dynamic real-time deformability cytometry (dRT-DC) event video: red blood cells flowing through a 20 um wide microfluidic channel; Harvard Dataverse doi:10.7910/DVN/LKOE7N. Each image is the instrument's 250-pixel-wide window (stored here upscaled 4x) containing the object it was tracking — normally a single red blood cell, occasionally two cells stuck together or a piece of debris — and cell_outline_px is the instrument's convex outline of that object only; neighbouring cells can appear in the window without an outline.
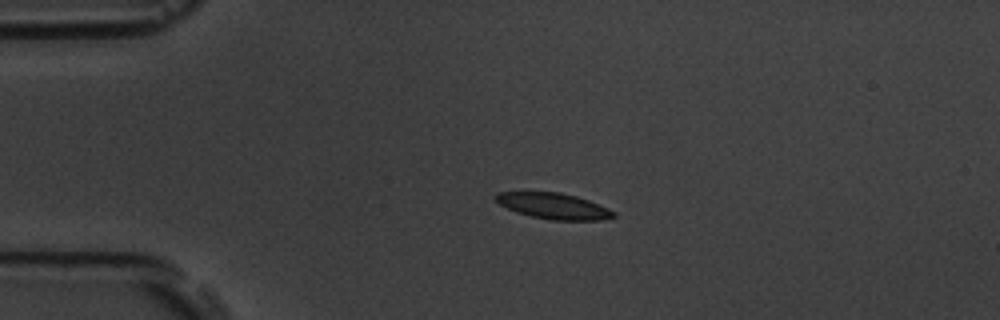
{"species": "common noctule bat (a hibernating species)", "species_latin": "Nyctalus noctula", "temperature_condition": "room temperature", "stored_images_in_passage": 45, "camera_frame_rate_fps": 3000, "um_per_image_px": 0.085, "animal": {"sex": "male", "body_mass_g": 19.5, "forearm_length_mm": 54.6}, "frame": {"image": 1, "passage_image": 1, "time_ms": 0.0, "image_size_px": [1000, 320], "cell_outline_px": [[616, 216], [600, 220], [552, 220], [532, 216], [516, 212], [500, 204], [492, 196], [496, 192], [560, 192], [576, 196], [588, 200], [608, 208], [616, 212]], "centroid_in_image_um": [47.05, 17.5], "position_along_channel_um": 38.0, "area_um2": 17.74}}
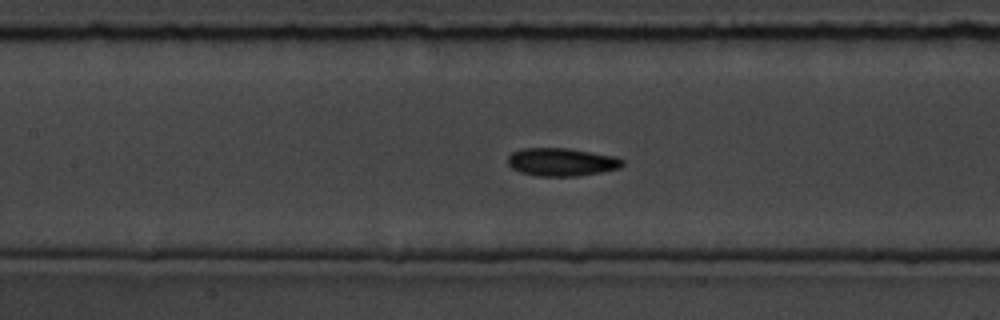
{"frame": {"image": 2, "passage_image": 14, "time_ms": 4.333, "image_size_px": [1000, 320], "cell_outline_px": [[624, 164], [620, 168], [600, 172], [576, 176], [536, 176], [520, 172], [512, 168], [508, 164], [508, 156], [512, 152], [520, 148], [568, 148], [616, 156], [624, 160]], "centroid_in_image_um": [47.73, 13.76], "position_along_channel_um": 159.7, "area_um2": 18.84}}
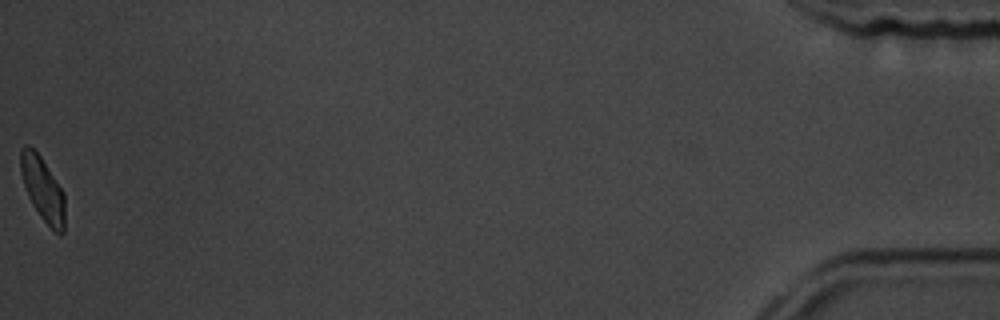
{"frame": {"image": 3, "passage_image": 45, "time_ms": 14.667, "image_size_px": [1000, 320], "cell_outline_px": [[64, 232], [60, 236], [40, 216], [32, 204], [28, 196], [20, 172], [20, 148], [24, 144], [28, 144], [40, 156], [64, 192]], "centroid_in_image_um": [3.62, 16.05], "position_along_channel_um": 431.6, "area_um2": 16.42}, "authors_computed_cell_mechanics": {"area_um2": 18.1492, "velocity_mm_per_s": 3.6063, "shape_relaxation_time_tau1_ms": 2.8754, "shape_relaxation_time_tau2_ms": 4.1361, "deformation_change_tau1": 0.1126, "deformation_change_tau2": 0.0971}}